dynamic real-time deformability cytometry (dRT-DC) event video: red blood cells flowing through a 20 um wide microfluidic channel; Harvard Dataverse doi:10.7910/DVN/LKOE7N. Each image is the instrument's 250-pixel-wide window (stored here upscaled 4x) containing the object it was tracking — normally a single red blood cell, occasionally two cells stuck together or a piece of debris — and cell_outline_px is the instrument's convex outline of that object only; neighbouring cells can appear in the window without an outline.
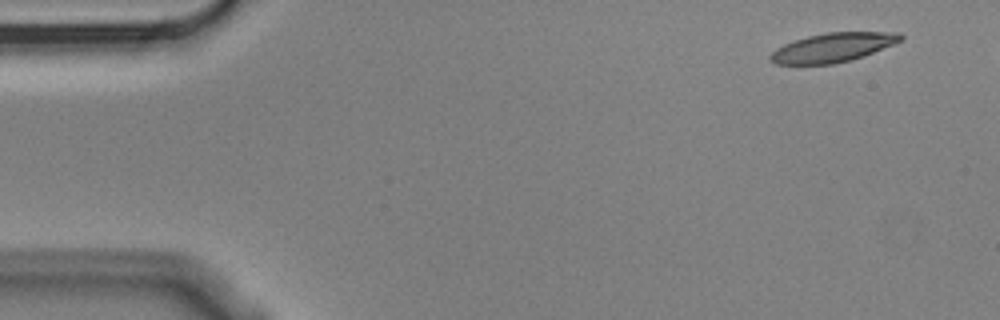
{"species": "Egyptian fruit bat (a non-hibernating species)", "species_latin": "Rousettus aegyptiacus", "temperature_condition": "cold", "stored_images_in_passage": 4, "camera_frame_rate_fps": 3000, "um_per_image_px": 0.085, "animal": {"sex": "male"}, "frame": {"image": 1, "passage_image": 1, "time_ms": 0.0, "image_size_px": [1000, 320], "cell_outline_px": [[904, 40], [864, 56], [852, 60], [832, 64], [776, 64], [768, 60], [768, 56], [776, 48], [784, 44], [808, 36], [828, 32], [900, 32], [904, 36]], "centroid_in_image_um": [70.82, 4.04], "position_along_channel_um": 14.2, "area_um2": 22.2}}